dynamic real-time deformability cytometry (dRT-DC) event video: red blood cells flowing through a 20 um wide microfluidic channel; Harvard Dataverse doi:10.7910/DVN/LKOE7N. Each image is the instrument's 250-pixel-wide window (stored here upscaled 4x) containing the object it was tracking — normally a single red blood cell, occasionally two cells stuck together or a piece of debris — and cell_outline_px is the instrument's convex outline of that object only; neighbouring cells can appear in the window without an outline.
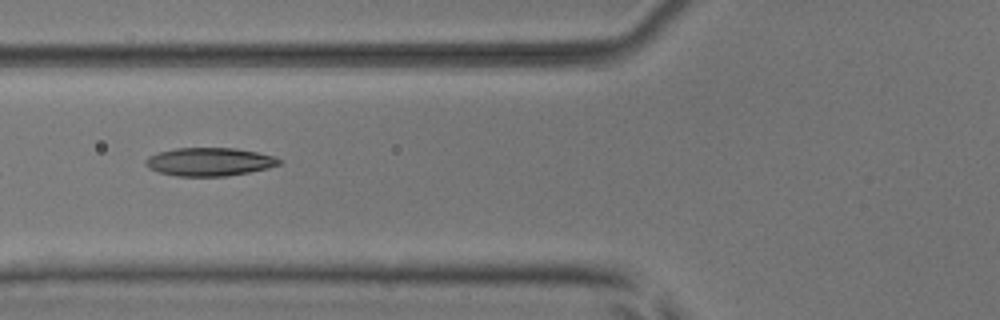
{"species": "common noctule bat (a hibernating species)", "species_latin": "Nyctalus noctula", "temperature_condition": "room temperature", "stored_images_in_passage": 4, "camera_frame_rate_fps": 3000, "um_per_image_px": 0.085, "animal": {"sex": "male", "body_mass_g": 17.9, "forearm_length_mm": 54.2}, "frame": {"image": 1, "passage_image": 3, "time_ms": 2.667, "image_size_px": [1000, 320], "cell_outline_px": [[284, 160], [280, 164], [268, 168], [248, 172], [224, 176], [176, 176], [160, 172], [148, 168], [144, 164], [144, 160], [148, 156], [160, 152], [176, 148], [236, 148], [276, 156]], "centroid_in_image_um": [17.81, 13.75], "position_along_channel_um": 108.0, "area_um2": 22.02}}
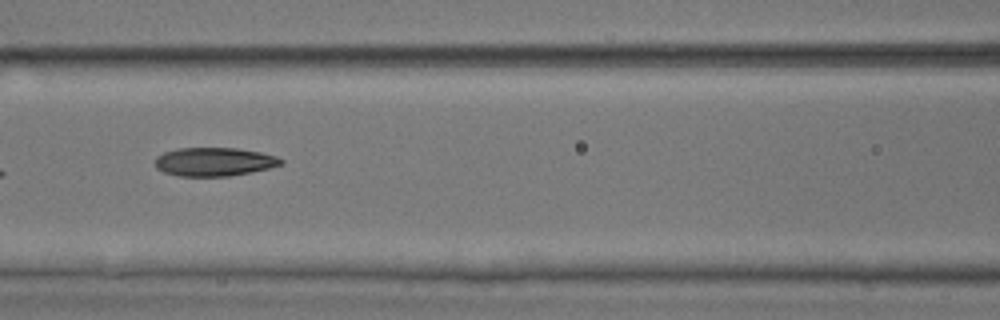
{"frame": {"image": 2, "passage_image": 4, "time_ms": 3.667, "image_size_px": [1000, 320], "cell_outline_px": [[284, 160], [280, 164], [268, 168], [252, 172], [228, 176], [176, 176], [164, 172], [156, 168], [156, 156], [164, 152], [176, 148], [236, 148], [260, 152], [276, 156]], "centroid_in_image_um": [18.18, 13.75], "position_along_channel_um": 148.4, "area_um2": 20.92}}